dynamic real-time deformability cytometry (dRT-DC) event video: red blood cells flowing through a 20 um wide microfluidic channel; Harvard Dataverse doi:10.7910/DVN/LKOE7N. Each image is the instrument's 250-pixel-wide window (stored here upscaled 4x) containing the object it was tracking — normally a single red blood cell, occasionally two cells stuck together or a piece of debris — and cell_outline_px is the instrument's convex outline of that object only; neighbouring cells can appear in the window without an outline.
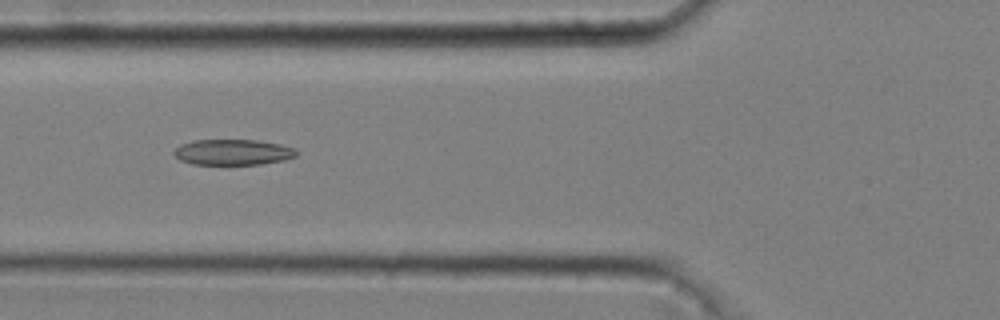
{"species": "common noctule bat (a hibernating species)", "species_latin": "Nyctalus noctula", "temperature_condition": "cold", "stored_images_in_passage": 51, "camera_frame_rate_fps": 3000, "um_per_image_px": 0.085, "animal": {"sex": "male", "body_mass_g": 20.4}, "frame": {"image": 1, "passage_image": 20, "time_ms": 6.333, "image_size_px": [1000, 320], "cell_outline_px": [[296, 156], [284, 160], [260, 164], [192, 164], [180, 160], [172, 152], [180, 144], [192, 140], [256, 140], [280, 144], [296, 148]], "centroid_in_image_um": [19.78, 12.93], "position_along_channel_um": 106.0, "area_um2": 18.32}}
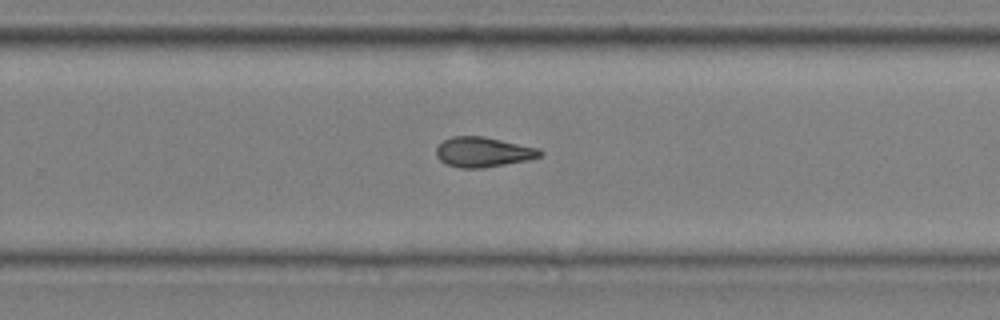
{"frame": {"image": 2, "passage_image": 35, "time_ms": 11.333, "image_size_px": [1000, 320], "cell_outline_px": [[544, 152], [540, 156], [528, 160], [480, 168], [460, 168], [448, 164], [440, 160], [436, 156], [436, 148], [444, 140], [452, 136], [484, 136], [540, 148]], "centroid_in_image_um": [41.08, 12.91], "position_along_channel_um": 288.7, "area_um2": 18.09}}
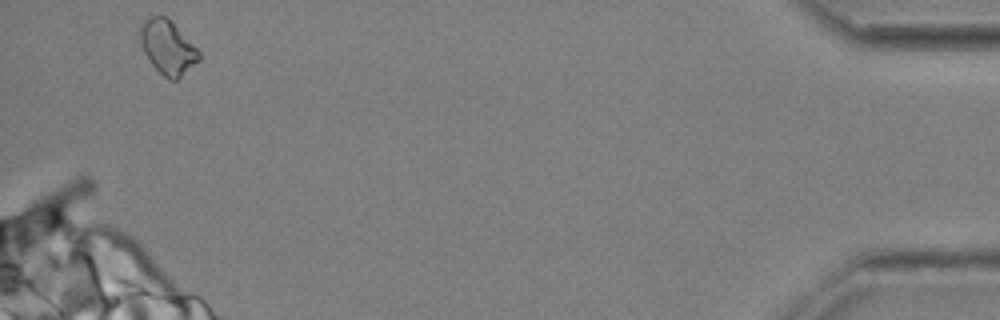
{"frame": {"image": 3, "passage_image": 51, "time_ms": 16.667, "image_size_px": [1000, 320], "cell_outline_px": [[200, 60], [176, 80], [168, 80], [148, 60], [140, 44], [136, 32], [140, 24], [144, 20], [152, 16], [168, 16], [200, 52]], "centroid_in_image_um": [14.2, 3.98], "position_along_channel_um": 421.0, "area_um2": 18.79}, "authors_computed_cell_mechanics": {"area_um2": 18.3804, "velocity_mm_per_s": 3.6611, "shape_relaxation_time_tau1_ms": 6.2568, "shape_relaxation_time_tau2_ms": 4.3525, "deformation_change_tau1": 0.167, "deformation_change_tau2": 0.1234}}